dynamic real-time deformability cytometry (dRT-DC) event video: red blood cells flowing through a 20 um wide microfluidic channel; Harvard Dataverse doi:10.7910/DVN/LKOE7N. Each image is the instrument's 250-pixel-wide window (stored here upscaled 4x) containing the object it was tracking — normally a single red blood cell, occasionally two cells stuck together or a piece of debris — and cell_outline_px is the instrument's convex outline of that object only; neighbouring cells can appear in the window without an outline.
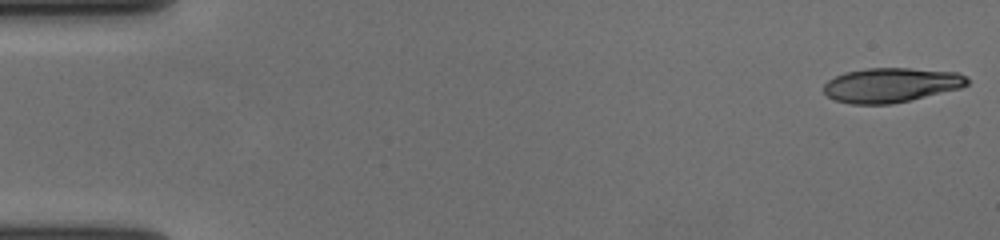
{"species": "human", "species_latin": "Homo sapiens", "temperature_condition": "cold", "stored_images_in_passage": 57, "camera_frame_rate_fps": 3000, "um_per_image_px": 0.085, "donor": {"sex": "female"}, "frame": {"image": 1, "passage_image": 1, "time_ms": 0.0, "image_size_px": [1000, 240], "cell_outline_px": [[968, 84], [960, 88], [912, 100], [888, 104], [852, 104], [836, 100], [828, 96], [824, 92], [824, 84], [828, 80], [844, 72], [868, 68], [912, 68], [960, 72], [968, 76]], "centroid_in_image_um": [75.78, 7.22], "position_along_channel_um": 9.2, "area_um2": 29.02}}
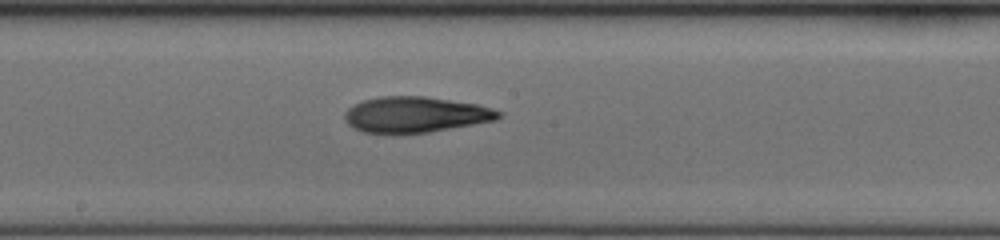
{"frame": {"image": 2, "passage_image": 31, "time_ms": 10.0, "image_size_px": [1000, 240], "cell_outline_px": [[504, 112], [496, 120], [428, 132], [364, 132], [348, 124], [344, 120], [344, 112], [348, 108], [364, 100], [380, 96], [424, 96], [480, 104]], "centroid_in_image_um": [35.35, 9.71], "position_along_channel_um": 212.8, "area_um2": 31.73}}
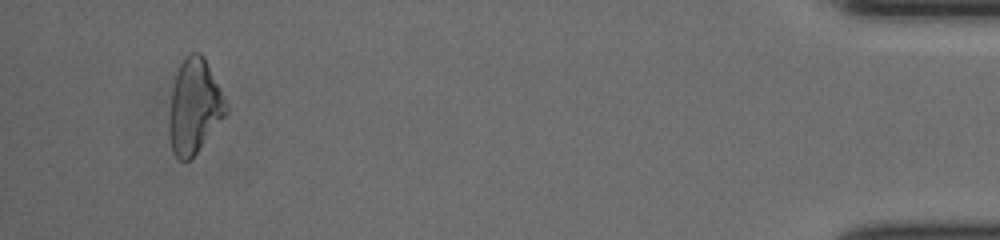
{"frame": {"image": 3, "passage_image": 54, "time_ms": 17.667, "image_size_px": [1000, 240], "cell_outline_px": [[228, 112], [196, 152], [188, 160], [180, 160], [172, 152], [168, 136], [168, 120], [172, 88], [176, 72], [184, 56], [188, 52], [200, 52], [204, 56], [228, 108]], "centroid_in_image_um": [16.47, 9.03], "position_along_channel_um": 418.7, "area_um2": 31.1}, "authors_computed_cell_mechanics": {"area_um2": 31.3276, "velocity_mm_per_s": 3.6556, "shape_relaxation_time_tau1_ms": 7.1442, "shape_relaxation_time_tau2_ms": 6.4436, "deformation_change_tau1": 0.2043, "deformation_change_tau2": 0.1681}}